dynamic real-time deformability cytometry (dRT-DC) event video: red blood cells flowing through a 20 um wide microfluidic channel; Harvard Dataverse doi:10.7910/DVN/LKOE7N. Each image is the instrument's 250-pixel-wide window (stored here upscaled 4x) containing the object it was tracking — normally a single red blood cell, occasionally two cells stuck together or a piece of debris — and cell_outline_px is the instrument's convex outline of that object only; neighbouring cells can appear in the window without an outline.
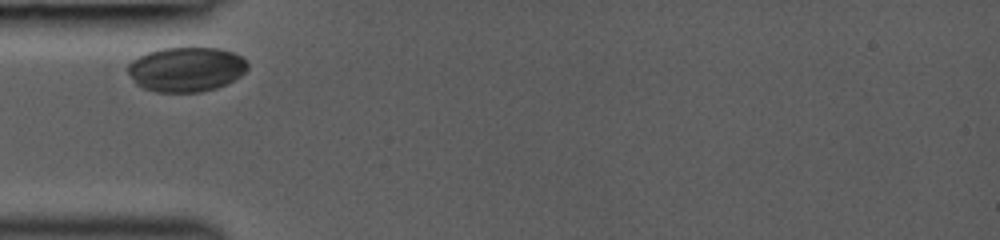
{"species": "common noctule bat (a hibernating species)", "species_latin": "Nyctalus noctula", "temperature_condition": "room temperature", "stored_images_in_passage": 3, "camera_frame_rate_fps": 3000, "um_per_image_px": 0.085, "animal": {"sex": "female", "body_mass_g": 19.0, "forearm_length_mm": 53.3}, "frame": {"image": 1, "passage_image": 1, "time_ms": 0.0, "image_size_px": [1000, 240], "cell_outline_px": [[248, 68], [240, 76], [216, 88], [200, 92], [156, 92], [144, 88], [136, 84], [132, 80], [128, 72], [128, 64], [132, 60], [148, 52], [164, 48], [216, 48], [232, 52], [240, 56], [248, 64]], "centroid_in_image_um": [15.8, 5.9], "position_along_channel_um": 69.2, "area_um2": 30.92}}